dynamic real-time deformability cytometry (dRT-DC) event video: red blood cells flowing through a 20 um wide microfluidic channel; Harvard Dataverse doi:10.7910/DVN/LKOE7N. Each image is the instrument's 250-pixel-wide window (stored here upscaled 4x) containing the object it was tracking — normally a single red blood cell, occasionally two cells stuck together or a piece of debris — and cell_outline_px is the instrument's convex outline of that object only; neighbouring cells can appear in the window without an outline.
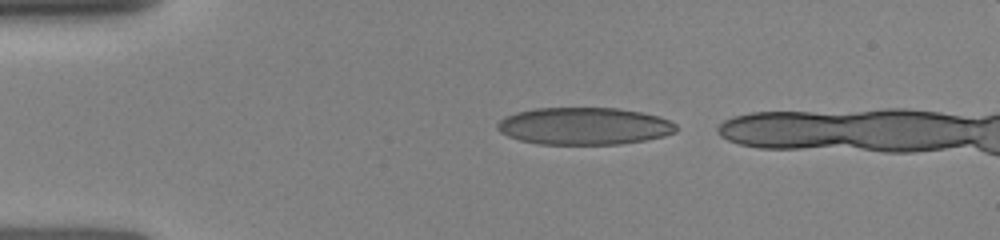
{"species": "human", "species_latin": "Homo sapiens", "temperature_condition": "room temperature", "stored_images_in_passage": 5, "segment_of_instrument_passage": [1, 2], "camera_frame_rate_fps": 3000, "um_per_image_px": 0.085, "donor": {"sex": "female"}, "frame": {"image": 1, "passage_image": 1, "time_ms": 0.0, "image_size_px": [1000, 240], "cell_outline_px": [[680, 128], [676, 132], [664, 136], [644, 140], [620, 144], [540, 144], [520, 140], [508, 136], [500, 132], [496, 128], [496, 124], [504, 116], [516, 112], [532, 108], [616, 108], [640, 112], [660, 116], [676, 124]], "centroid_in_image_um": [49.65, 10.71], "position_along_channel_um": 35.4, "area_um2": 39.02}}
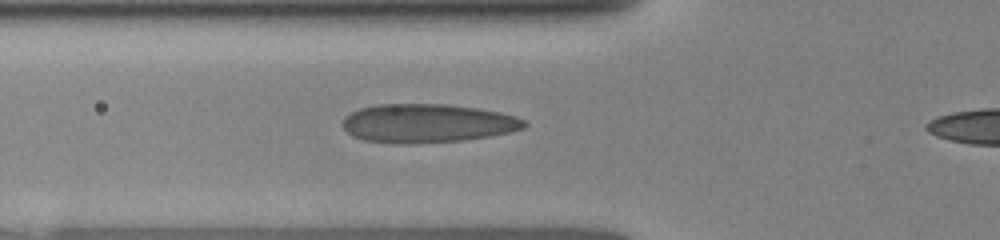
{"frame": {"image": 2, "passage_image": 4, "time_ms": 2.333, "image_size_px": [1000, 240], "cell_outline_px": [[528, 124], [524, 128], [512, 132], [464, 140], [408, 144], [364, 140], [352, 136], [340, 124], [344, 116], [360, 108], [376, 104], [448, 104], [476, 108], [500, 112], [516, 116], [524, 120]], "centroid_in_image_um": [36.32, 10.47], "position_along_channel_um": 89.5, "area_um2": 41.1}}